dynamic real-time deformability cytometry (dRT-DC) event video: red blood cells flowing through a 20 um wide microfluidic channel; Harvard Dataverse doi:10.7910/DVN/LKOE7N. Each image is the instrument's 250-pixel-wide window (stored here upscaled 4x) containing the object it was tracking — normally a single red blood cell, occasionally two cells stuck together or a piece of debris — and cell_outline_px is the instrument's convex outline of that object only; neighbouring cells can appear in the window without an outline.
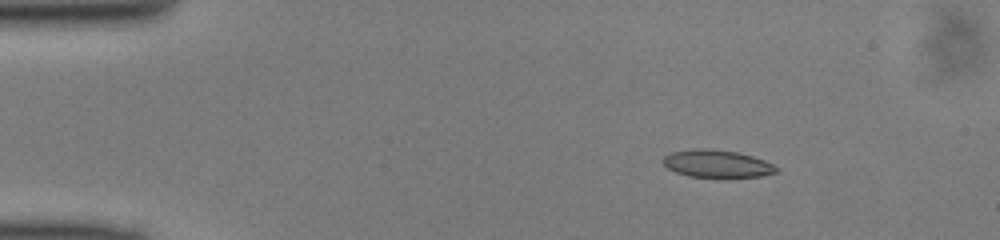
{"species": "common noctule bat (a hibernating species)", "species_latin": "Nyctalus noctula", "temperature_condition": "cold", "stored_images_in_passage": 44, "camera_frame_rate_fps": 3000, "um_per_image_px": 0.085, "animal": {"sex": "male", "body_mass_g": 13.0, "forearm_length_mm": 53.1}, "frame": {"image": 1, "passage_image": 2, "time_ms": 0.333, "image_size_px": [1000, 240], "cell_outline_px": [[776, 172], [760, 176], [728, 180], [720, 180], [688, 176], [676, 172], [668, 168], [660, 160], [664, 156], [672, 152], [696, 148], [708, 148], [736, 152], [752, 156], [764, 160], [772, 164], [776, 168]], "centroid_in_image_um": [60.92, 13.96], "position_along_channel_um": 24.1, "area_um2": 18.9}}
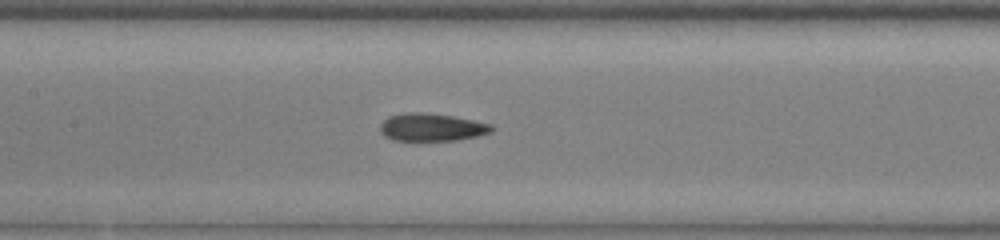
{"frame": {"image": 2, "passage_image": 18, "time_ms": 5.667, "image_size_px": [1000, 240], "cell_outline_px": [[492, 132], [476, 136], [456, 140], [392, 140], [384, 136], [380, 132], [380, 124], [388, 116], [412, 112], [420, 112], [452, 116], [492, 124]], "centroid_in_image_um": [36.66, 10.82], "position_along_channel_um": 170.7, "area_um2": 17.8}}
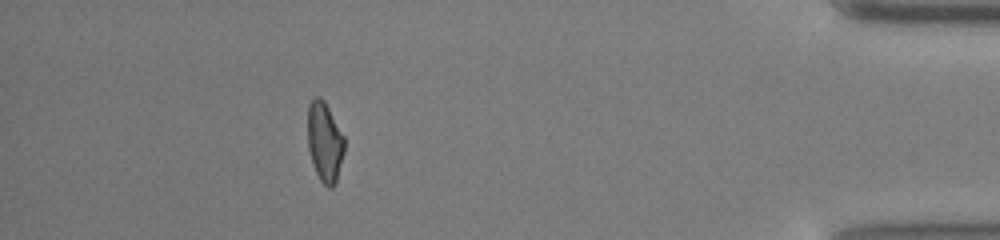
{"frame": {"image": 3, "passage_image": 39, "time_ms": 12.667, "image_size_px": [1000, 240], "cell_outline_px": [[344, 152], [336, 184], [332, 188], [328, 188], [320, 180], [312, 164], [308, 148], [308, 104], [316, 96], [320, 96], [324, 100], [344, 136]], "centroid_in_image_um": [27.6, 12.08], "position_along_channel_um": 407.6, "area_um2": 17.17}}